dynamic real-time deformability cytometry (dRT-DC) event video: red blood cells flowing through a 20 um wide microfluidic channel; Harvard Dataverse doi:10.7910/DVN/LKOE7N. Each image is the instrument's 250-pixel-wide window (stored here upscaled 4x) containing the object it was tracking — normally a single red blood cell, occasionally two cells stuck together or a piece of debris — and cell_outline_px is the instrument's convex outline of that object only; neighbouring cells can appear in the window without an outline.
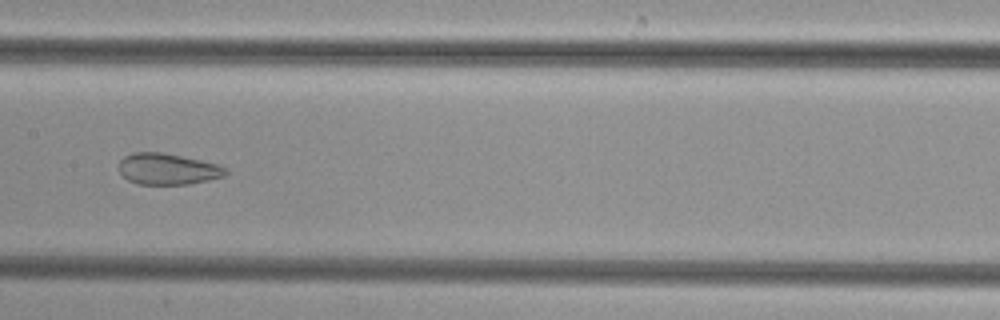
{"species": "common noctule bat (a hibernating species)", "species_latin": "Nyctalus noctula", "temperature_condition": "cold", "stored_images_in_passage": 47, "camera_frame_rate_fps": 3000, "um_per_image_px": 0.085, "animal": {"sex": "female", "body_mass_g": 29.2, "forearm_length_mm": 56.3}, "frame": {"image": 1, "passage_image": 26, "time_ms": 8.333, "image_size_px": [1000, 320], "cell_outline_px": [[228, 172], [224, 176], [208, 180], [188, 184], [136, 184], [128, 180], [120, 172], [120, 160], [124, 156], [132, 152], [160, 152], [200, 160], [216, 164], [228, 168]], "centroid_in_image_um": [14.25, 14.37], "position_along_channel_um": 193.2, "area_um2": 19.31}}
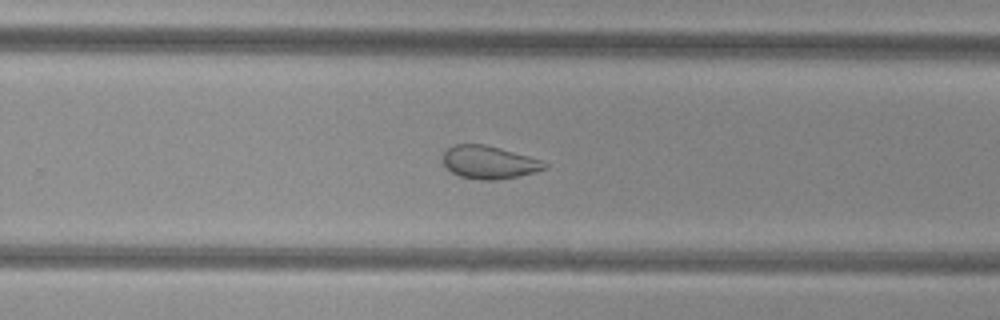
{"frame": {"image": 2, "passage_image": 33, "time_ms": 10.667, "image_size_px": [1000, 320], "cell_outline_px": [[548, 168], [516, 176], [496, 180], [480, 180], [460, 176], [452, 172], [444, 164], [444, 152], [452, 144], [484, 144], [500, 148], [528, 156], [540, 160], [548, 164]], "centroid_in_image_um": [41.55, 13.79], "position_along_channel_um": 288.2, "area_um2": 19.25}}
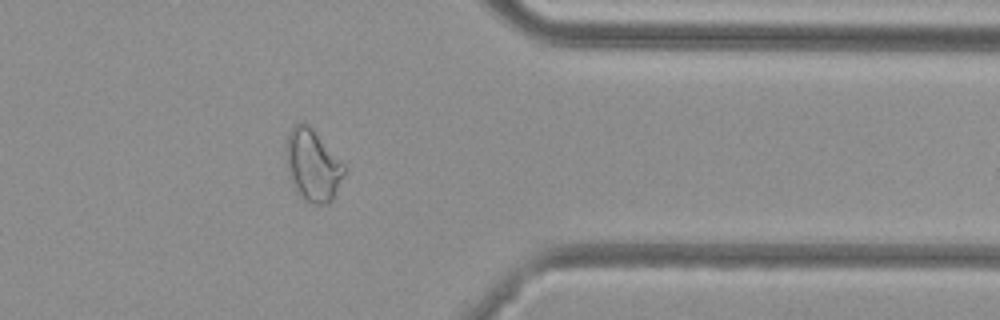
{"frame": {"image": 3, "passage_image": 41, "time_ms": 13.333, "image_size_px": [1000, 320], "cell_outline_px": [[348, 168], [332, 200], [328, 204], [312, 204], [304, 200], [296, 188], [288, 172], [284, 152], [284, 148], [288, 136], [292, 128], [296, 124], [304, 120], [312, 128]], "centroid_in_image_um": [26.59, 14.03], "position_along_channel_um": 384.8, "area_um2": 24.39}}